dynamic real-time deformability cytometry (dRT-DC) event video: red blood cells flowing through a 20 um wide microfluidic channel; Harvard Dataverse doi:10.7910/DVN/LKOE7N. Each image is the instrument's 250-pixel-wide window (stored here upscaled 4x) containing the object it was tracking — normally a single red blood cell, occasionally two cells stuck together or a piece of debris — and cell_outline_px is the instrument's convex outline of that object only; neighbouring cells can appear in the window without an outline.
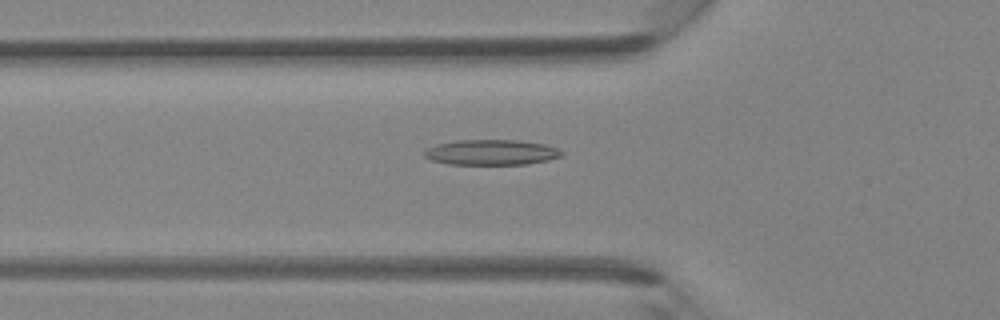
{"species": "Egyptian fruit bat (a non-hibernating species)", "species_latin": "Rousettus aegyptiacus", "temperature_condition": "room temperature", "stored_images_in_passage": 42, "camera_frame_rate_fps": 3000, "um_per_image_px": 0.085, "animal": {"sex": "female"}, "frame": {"image": 1, "passage_image": 15, "time_ms": 4.667, "image_size_px": [1000, 320], "cell_outline_px": [[564, 152], [560, 156], [548, 160], [524, 164], [448, 164], [432, 160], [424, 156], [424, 152], [428, 148], [436, 144], [456, 140], [516, 140], [544, 144], [556, 148]], "centroid_in_image_um": [41.74, 12.94], "position_along_channel_um": 84.1, "area_um2": 20.11}}
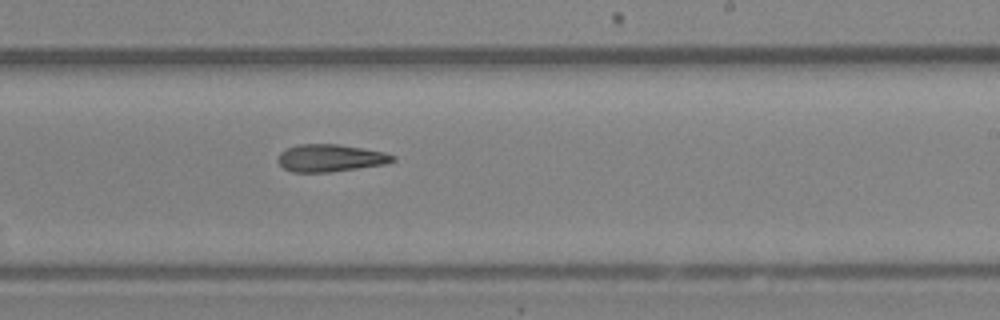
{"frame": {"image": 2, "passage_image": 26, "time_ms": 8.333, "image_size_px": [1000, 320], "cell_outline_px": [[396, 160], [384, 164], [328, 172], [292, 172], [284, 168], [276, 160], [280, 152], [284, 148], [300, 144], [336, 144], [384, 152], [396, 156]], "centroid_in_image_um": [28.03, 13.43], "position_along_channel_um": 261.0, "area_um2": 18.21}}
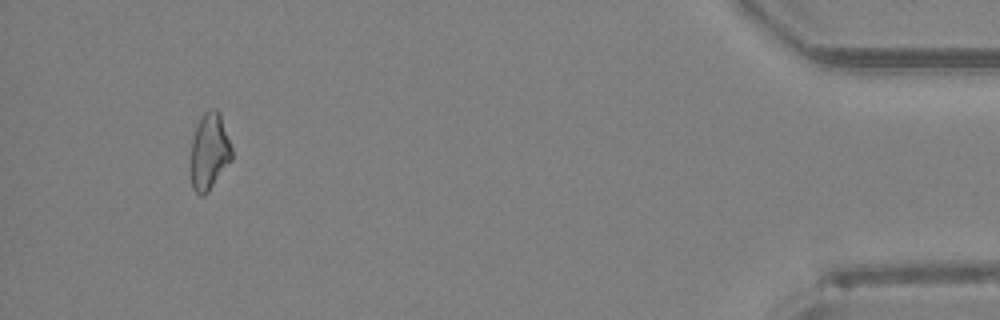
{"frame": {"image": 3, "passage_image": 40, "time_ms": 13.0, "image_size_px": [1000, 320], "cell_outline_px": [[232, 160], [208, 192], [204, 196], [200, 196], [192, 188], [192, 140], [196, 128], [204, 112], [208, 108], [216, 108], [220, 112], [232, 148]], "centroid_in_image_um": [17.82, 12.87], "position_along_channel_um": 417.4, "area_um2": 18.21}}